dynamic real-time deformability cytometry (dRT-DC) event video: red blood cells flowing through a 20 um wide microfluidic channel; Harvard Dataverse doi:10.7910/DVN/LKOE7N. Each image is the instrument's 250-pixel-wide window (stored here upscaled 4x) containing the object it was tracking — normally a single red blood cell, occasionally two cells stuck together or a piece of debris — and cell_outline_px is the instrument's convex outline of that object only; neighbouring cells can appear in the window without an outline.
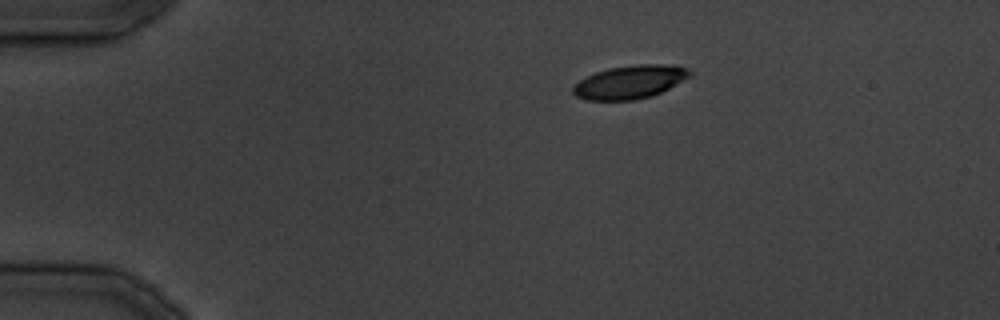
{"species": "common noctule bat (a hibernating species)", "species_latin": "Nyctalus noctula", "temperature_condition": "cold", "stored_images_in_passage": 29, "camera_frame_rate_fps": 3000, "um_per_image_px": 0.085, "animal": {"sex": "male", "body_mass_g": 19.5, "forearm_length_mm": 54.6}, "frame": {"image": 1, "passage_image": 1, "time_ms": 0.0, "image_size_px": [1000, 320], "cell_outline_px": [[692, 76], [652, 96], [632, 100], [588, 100], [576, 96], [572, 92], [572, 84], [596, 72], [608, 68], [640, 64], [660, 64], [688, 68], [692, 72]], "centroid_in_image_um": [53.52, 6.97], "position_along_channel_um": 31.5, "area_um2": 22.54}}
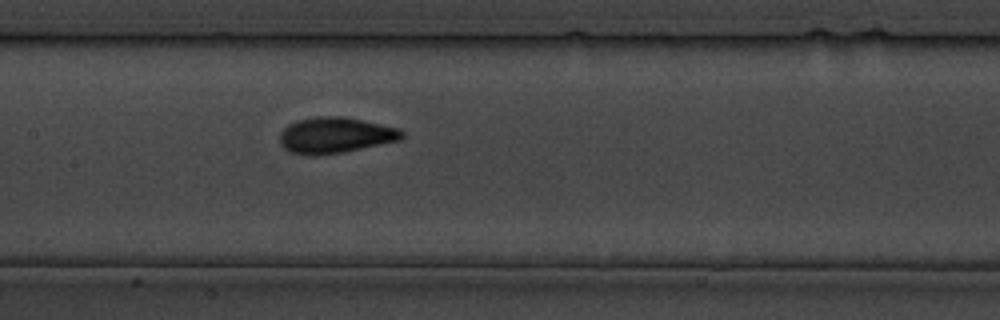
{"frame": {"image": 2, "passage_image": 12, "time_ms": 13.333, "image_size_px": [1000, 320], "cell_outline_px": [[404, 136], [400, 140], [344, 152], [316, 156], [304, 156], [288, 152], [280, 144], [280, 132], [288, 124], [300, 120], [320, 116], [340, 116], [400, 128], [404, 132]], "centroid_in_image_um": [28.47, 11.52], "position_along_channel_um": 178.9, "area_um2": 25.66}}
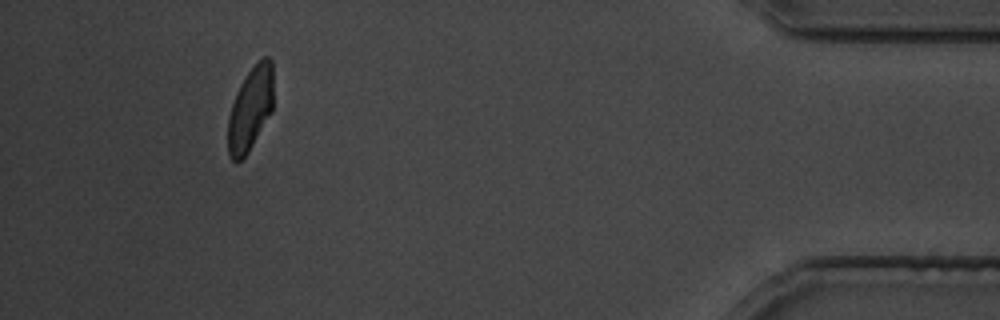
{"frame": {"image": 3, "passage_image": 27, "time_ms": 32.0, "image_size_px": [1000, 320], "cell_outline_px": [[272, 112], [248, 152], [236, 164], [228, 156], [228, 116], [236, 92], [240, 84], [248, 72], [264, 56], [268, 56], [272, 60]], "centroid_in_image_um": [21.27, 9.28], "position_along_channel_um": 413.9, "area_um2": 22.08}}